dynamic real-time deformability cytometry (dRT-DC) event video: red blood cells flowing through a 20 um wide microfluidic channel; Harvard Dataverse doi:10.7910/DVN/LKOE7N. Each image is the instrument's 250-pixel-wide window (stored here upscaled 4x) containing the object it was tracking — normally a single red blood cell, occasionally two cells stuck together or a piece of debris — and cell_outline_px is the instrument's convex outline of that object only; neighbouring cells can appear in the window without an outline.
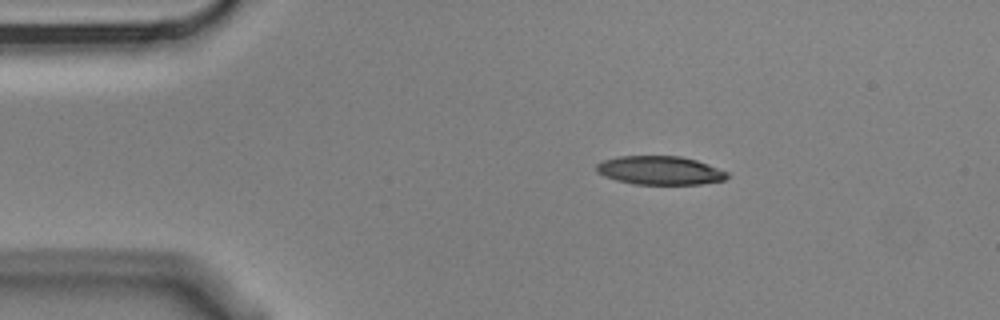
{"species": "Egyptian fruit bat (a non-hibernating species)", "species_latin": "Rousettus aegyptiacus", "temperature_condition": "cold", "stored_images_in_passage": 13, "camera_frame_rate_fps": 3000, "um_per_image_px": 0.085, "animal": {"sex": "male"}, "frame": {"image": 1, "passage_image": 1, "time_ms": 0.0, "image_size_px": [1000, 320], "cell_outline_px": [[728, 176], [724, 180], [700, 184], [632, 184], [616, 180], [604, 176], [596, 172], [596, 164], [604, 160], [616, 156], [680, 156], [696, 160], [708, 164], [728, 172]], "centroid_in_image_um": [56.06, 14.48], "position_along_channel_um": 28.9, "area_um2": 21.85}}
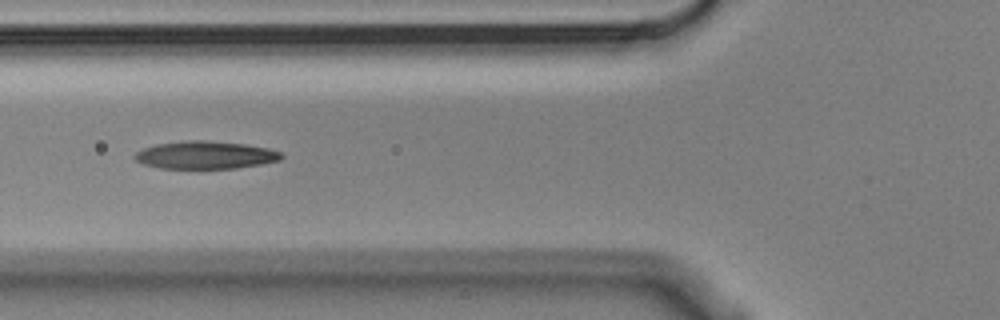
{"frame": {"image": 2, "passage_image": 4, "time_ms": 1.0, "image_size_px": [1000, 320], "cell_outline_px": [[284, 156], [280, 160], [260, 164], [236, 168], [160, 168], [144, 164], [136, 160], [132, 156], [136, 152], [144, 148], [156, 144], [188, 140], [208, 140], [244, 144], [268, 148], [280, 152]], "centroid_in_image_um": [17.45, 13.17], "position_along_channel_um": 108.4, "area_um2": 23.58}}
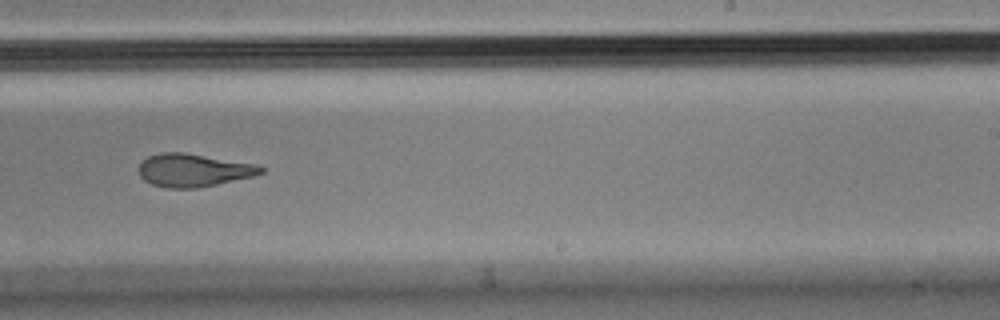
{"frame": {"image": 3, "passage_image": 8, "time_ms": 2.333, "image_size_px": [1000, 320], "cell_outline_px": [[264, 172], [252, 176], [216, 184], [196, 188], [164, 188], [152, 184], [144, 180], [140, 176], [140, 164], [148, 156], [160, 152], [184, 152], [256, 164], [264, 168]], "centroid_in_image_um": [16.43, 14.46], "position_along_channel_um": 272.6, "area_um2": 23.29}}